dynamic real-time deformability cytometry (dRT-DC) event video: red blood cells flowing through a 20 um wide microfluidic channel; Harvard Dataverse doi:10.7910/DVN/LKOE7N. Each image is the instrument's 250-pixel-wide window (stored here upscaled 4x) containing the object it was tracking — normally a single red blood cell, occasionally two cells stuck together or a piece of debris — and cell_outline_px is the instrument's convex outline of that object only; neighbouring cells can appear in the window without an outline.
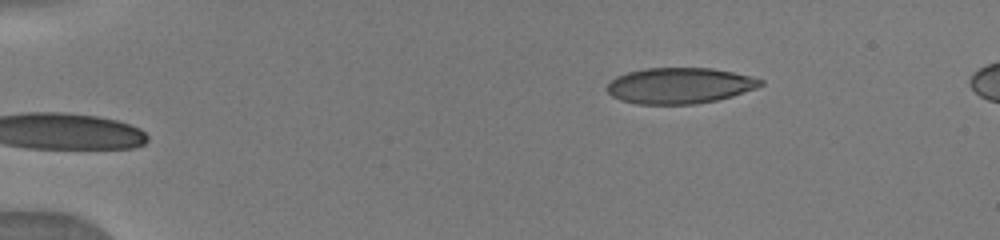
{"species": "human", "species_latin": "Homo sapiens", "temperature_condition": "warm", "stored_images_in_passage": 13, "camera_frame_rate_fps": 3000, "um_per_image_px": 0.085, "donor": {"sex": "male"}, "frame": {"image": 1, "passage_image": 1, "time_ms": 0.0, "image_size_px": [1000, 240], "cell_outline_px": [[764, 84], [756, 88], [732, 96], [716, 100], [696, 104], [636, 104], [620, 100], [612, 96], [604, 88], [616, 76], [628, 72], [644, 68], [712, 68], [732, 72], [764, 80]], "centroid_in_image_um": [57.74, 7.28], "position_along_channel_um": 27.3, "area_um2": 32.14}}